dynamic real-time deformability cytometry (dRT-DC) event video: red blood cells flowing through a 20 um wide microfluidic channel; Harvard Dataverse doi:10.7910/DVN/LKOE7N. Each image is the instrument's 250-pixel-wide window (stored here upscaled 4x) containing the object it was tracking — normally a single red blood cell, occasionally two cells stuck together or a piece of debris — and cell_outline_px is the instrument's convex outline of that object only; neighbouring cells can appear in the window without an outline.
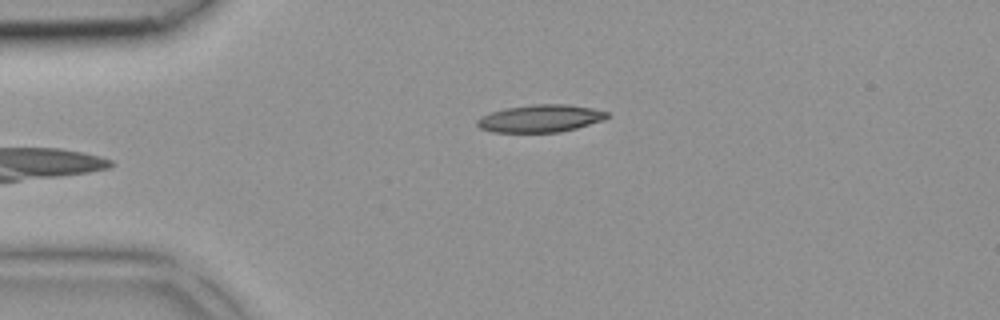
{"species": "common noctule bat (a hibernating species)", "species_latin": "Nyctalus noctula", "temperature_condition": "room temperature", "stored_images_in_passage": 29, "camera_frame_rate_fps": 3000, "um_per_image_px": 0.085, "animal": {"sex": "female", "body_mass_g": 18.4}, "frame": {"image": 1, "passage_image": 1, "time_ms": 0.0, "image_size_px": [1000, 320], "cell_outline_px": [[608, 116], [604, 120], [576, 128], [560, 132], [492, 132], [480, 128], [476, 124], [476, 120], [480, 116], [492, 112], [508, 108], [532, 104], [568, 104], [592, 108], [608, 112]], "centroid_in_image_um": [45.93, 10.07], "position_along_channel_um": 39.1, "area_um2": 20.75}}
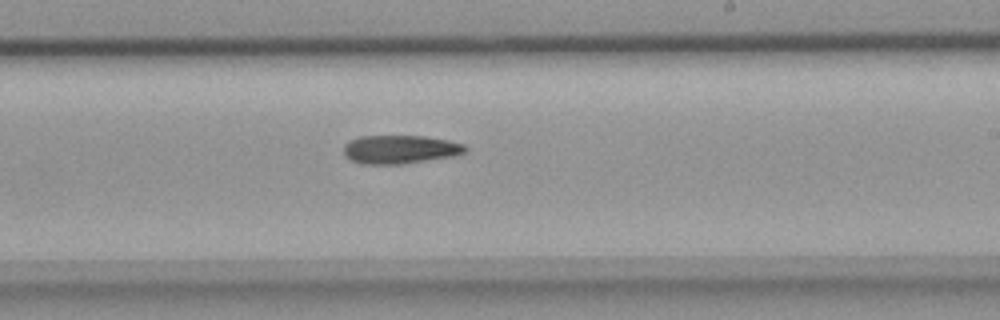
{"frame": {"image": 2, "passage_image": 16, "time_ms": 5.0, "image_size_px": [1000, 320], "cell_outline_px": [[468, 148], [464, 152], [456, 156], [404, 164], [360, 164], [348, 160], [344, 156], [344, 144], [348, 140], [360, 136], [424, 136], [448, 140], [464, 144]], "centroid_in_image_um": [33.97, 12.71], "position_along_channel_um": 255.0, "area_um2": 20.58}}
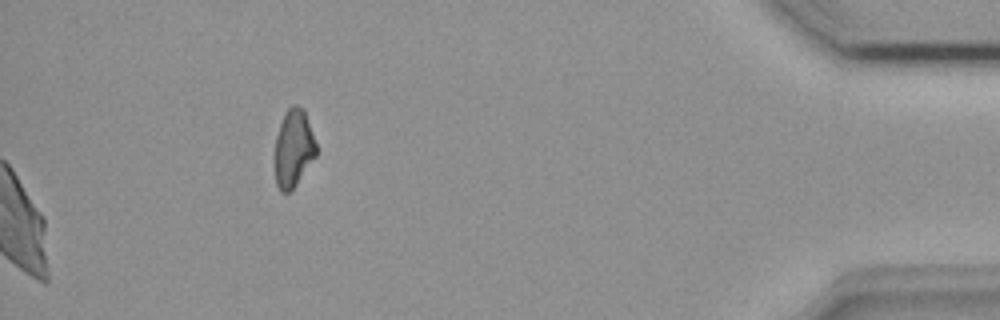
{"frame": {"image": 3, "passage_image": 29, "time_ms": 9.333, "image_size_px": [1000, 320], "cell_outline_px": [[316, 156], [296, 184], [288, 192], [280, 192], [276, 184], [276, 136], [284, 112], [292, 104], [296, 104], [304, 108], [316, 144]], "centroid_in_image_um": [24.95, 12.56], "position_along_channel_um": 410.2, "area_um2": 18.5}}